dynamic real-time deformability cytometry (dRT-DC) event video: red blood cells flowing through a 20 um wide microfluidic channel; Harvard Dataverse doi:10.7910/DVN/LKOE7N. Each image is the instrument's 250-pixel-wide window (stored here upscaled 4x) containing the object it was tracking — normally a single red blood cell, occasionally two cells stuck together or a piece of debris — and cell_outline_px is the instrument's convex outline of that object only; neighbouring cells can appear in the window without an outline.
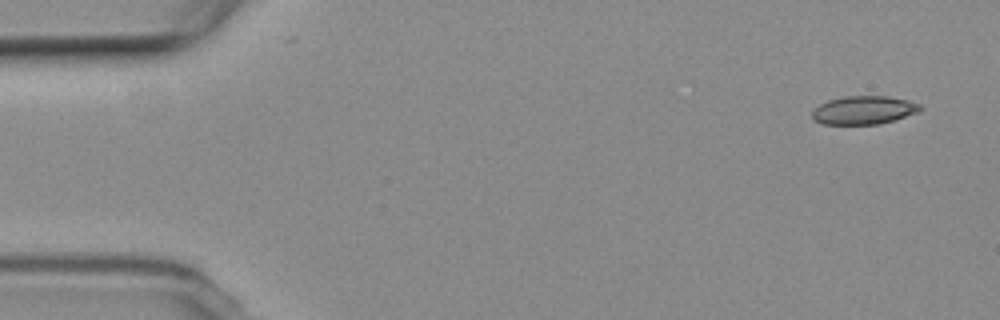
{"species": "common noctule bat (a hibernating species)", "species_latin": "Nyctalus noctula", "temperature_condition": "room temperature", "stored_images_in_passage": 3, "camera_frame_rate_fps": 3000, "um_per_image_px": 0.085, "animal": {"sex": "female", "body_mass_g": 19.3, "forearm_length_mm": 54.1}, "frame": {"image": 1, "passage_image": 1, "time_ms": 0.0, "image_size_px": [1000, 320], "cell_outline_px": [[924, 108], [920, 112], [880, 124], [824, 124], [812, 120], [812, 112], [820, 104], [828, 100], [844, 96], [884, 96], [908, 100], [920, 104]], "centroid_in_image_um": [73.44, 9.36], "position_along_channel_um": 11.6, "area_um2": 17.92}}